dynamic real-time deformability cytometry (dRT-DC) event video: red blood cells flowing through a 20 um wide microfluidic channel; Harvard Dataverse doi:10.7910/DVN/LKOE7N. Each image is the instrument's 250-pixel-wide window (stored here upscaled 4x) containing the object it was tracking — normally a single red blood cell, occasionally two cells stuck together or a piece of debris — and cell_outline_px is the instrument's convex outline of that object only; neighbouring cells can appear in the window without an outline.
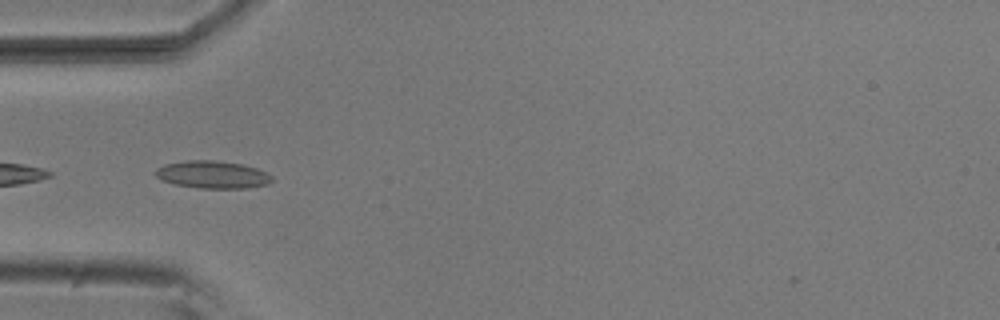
{"species": "common noctule bat (a hibernating species)", "species_latin": "Nyctalus noctula", "temperature_condition": "room temperature", "stored_images_in_passage": 33, "camera_frame_rate_fps": 3000, "um_per_image_px": 0.085, "animal": {"sex": "male", "body_mass_g": 20.5, "forearm_length_mm": 52.5}, "frame": {"image": 1, "passage_image": 1, "time_ms": 0.0, "image_size_px": [1000, 320], "cell_outline_px": [[272, 180], [268, 184], [248, 188], [200, 188], [176, 184], [160, 180], [152, 172], [156, 168], [164, 164], [188, 160], [212, 160], [240, 164], [256, 168], [272, 176]], "centroid_in_image_um": [18.01, 14.84], "position_along_channel_um": 67.0, "area_um2": 18.61}}
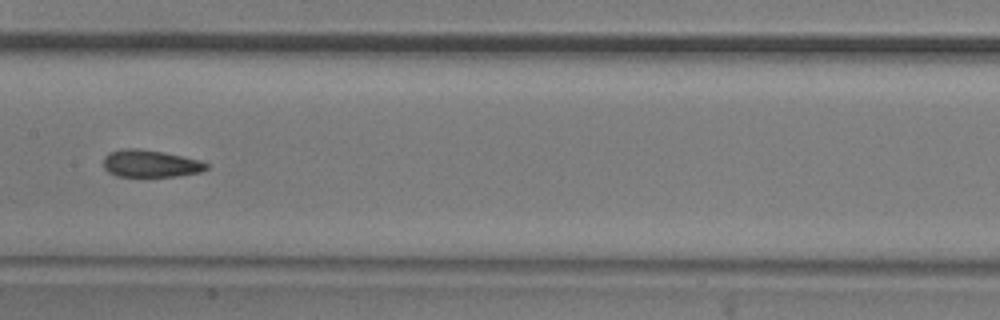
{"frame": {"image": 2, "passage_image": 11, "time_ms": 3.333, "image_size_px": [1000, 320], "cell_outline_px": [[208, 168], [200, 172], [176, 176], [116, 176], [108, 172], [104, 168], [104, 156], [108, 152], [124, 148], [140, 148], [164, 152], [200, 160], [208, 164]], "centroid_in_image_um": [12.76, 13.89], "position_along_channel_um": 194.6, "area_um2": 16.42}}
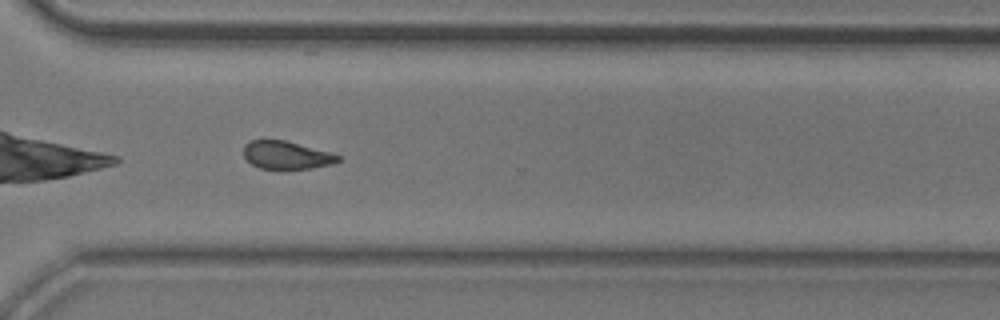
{"frame": {"image": 3, "passage_image": 23, "time_ms": 7.333, "image_size_px": [1000, 320], "cell_outline_px": [[340, 160], [332, 164], [312, 168], [260, 168], [252, 164], [244, 156], [244, 144], [252, 140], [284, 140], [332, 152], [340, 156]], "centroid_in_image_um": [24.37, 13.17], "position_along_channel_um": 346.2, "area_um2": 15.2}, "authors_computed_cell_mechanics": {"area_um2": 16.5886, "velocity_mm_per_s": 3.7996, "shape_relaxation_time_tau1_ms": 5.1826, "shape_relaxation_time_tau2_ms": 2.2501, "deformation_change_tau1": 0.1215, "deformation_change_tau2": 0.088}}